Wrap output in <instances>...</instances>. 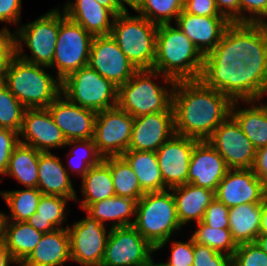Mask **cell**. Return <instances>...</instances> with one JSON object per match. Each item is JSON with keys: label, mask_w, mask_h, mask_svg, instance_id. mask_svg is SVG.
<instances>
[{"label": "cell", "mask_w": 267, "mask_h": 266, "mask_svg": "<svg viewBox=\"0 0 267 266\" xmlns=\"http://www.w3.org/2000/svg\"><path fill=\"white\" fill-rule=\"evenodd\" d=\"M233 101L200 79L176 81L172 107L175 133L199 141L208 140L231 114Z\"/></svg>", "instance_id": "6da1fadb"}, {"label": "cell", "mask_w": 267, "mask_h": 266, "mask_svg": "<svg viewBox=\"0 0 267 266\" xmlns=\"http://www.w3.org/2000/svg\"><path fill=\"white\" fill-rule=\"evenodd\" d=\"M232 101H261L267 94V71L245 67L231 54H207L199 78Z\"/></svg>", "instance_id": "7a4b0ae2"}, {"label": "cell", "mask_w": 267, "mask_h": 266, "mask_svg": "<svg viewBox=\"0 0 267 266\" xmlns=\"http://www.w3.org/2000/svg\"><path fill=\"white\" fill-rule=\"evenodd\" d=\"M171 25H158L153 70L162 73L167 84L199 79L204 56L178 27Z\"/></svg>", "instance_id": "3957f363"}, {"label": "cell", "mask_w": 267, "mask_h": 266, "mask_svg": "<svg viewBox=\"0 0 267 266\" xmlns=\"http://www.w3.org/2000/svg\"><path fill=\"white\" fill-rule=\"evenodd\" d=\"M49 68L31 64L16 55L5 73V85L26 108H47L61 95L62 81L45 71Z\"/></svg>", "instance_id": "277c9868"}, {"label": "cell", "mask_w": 267, "mask_h": 266, "mask_svg": "<svg viewBox=\"0 0 267 266\" xmlns=\"http://www.w3.org/2000/svg\"><path fill=\"white\" fill-rule=\"evenodd\" d=\"M170 189L145 193L136 204L133 227L155 248L160 250L182 228L173 193Z\"/></svg>", "instance_id": "5b68a950"}, {"label": "cell", "mask_w": 267, "mask_h": 266, "mask_svg": "<svg viewBox=\"0 0 267 266\" xmlns=\"http://www.w3.org/2000/svg\"><path fill=\"white\" fill-rule=\"evenodd\" d=\"M158 25L129 12L118 14L110 35L137 70L153 69Z\"/></svg>", "instance_id": "8992f818"}, {"label": "cell", "mask_w": 267, "mask_h": 266, "mask_svg": "<svg viewBox=\"0 0 267 266\" xmlns=\"http://www.w3.org/2000/svg\"><path fill=\"white\" fill-rule=\"evenodd\" d=\"M162 73L151 70H138L125 84L118 88L117 106L129 113L133 118L163 112L173 111L172 95L175 84L169 88L156 84L152 79Z\"/></svg>", "instance_id": "52a82bcc"}, {"label": "cell", "mask_w": 267, "mask_h": 266, "mask_svg": "<svg viewBox=\"0 0 267 266\" xmlns=\"http://www.w3.org/2000/svg\"><path fill=\"white\" fill-rule=\"evenodd\" d=\"M208 54H231L251 70L267 71V23L231 22Z\"/></svg>", "instance_id": "ba28073f"}, {"label": "cell", "mask_w": 267, "mask_h": 266, "mask_svg": "<svg viewBox=\"0 0 267 266\" xmlns=\"http://www.w3.org/2000/svg\"><path fill=\"white\" fill-rule=\"evenodd\" d=\"M61 94L70 102L96 113L118 103V87L89 66L70 73L62 80Z\"/></svg>", "instance_id": "9c48e42d"}, {"label": "cell", "mask_w": 267, "mask_h": 266, "mask_svg": "<svg viewBox=\"0 0 267 266\" xmlns=\"http://www.w3.org/2000/svg\"><path fill=\"white\" fill-rule=\"evenodd\" d=\"M59 31V9L46 14L15 30V55L31 64L52 66ZM23 42L32 55L23 53Z\"/></svg>", "instance_id": "30bf717a"}, {"label": "cell", "mask_w": 267, "mask_h": 266, "mask_svg": "<svg viewBox=\"0 0 267 266\" xmlns=\"http://www.w3.org/2000/svg\"><path fill=\"white\" fill-rule=\"evenodd\" d=\"M59 10V31L54 58L50 68L57 69L62 81L70 73L88 66L93 35Z\"/></svg>", "instance_id": "8fae6325"}, {"label": "cell", "mask_w": 267, "mask_h": 266, "mask_svg": "<svg viewBox=\"0 0 267 266\" xmlns=\"http://www.w3.org/2000/svg\"><path fill=\"white\" fill-rule=\"evenodd\" d=\"M134 118L118 106L96 114L93 141L103 157L128 151Z\"/></svg>", "instance_id": "7c38bea8"}, {"label": "cell", "mask_w": 267, "mask_h": 266, "mask_svg": "<svg viewBox=\"0 0 267 266\" xmlns=\"http://www.w3.org/2000/svg\"><path fill=\"white\" fill-rule=\"evenodd\" d=\"M155 248L133 227L110 229L101 266H138L152 257Z\"/></svg>", "instance_id": "4fadbf2b"}, {"label": "cell", "mask_w": 267, "mask_h": 266, "mask_svg": "<svg viewBox=\"0 0 267 266\" xmlns=\"http://www.w3.org/2000/svg\"><path fill=\"white\" fill-rule=\"evenodd\" d=\"M207 141L223 157L229 169L253 168L256 148L231 114L214 130Z\"/></svg>", "instance_id": "5bb4252c"}, {"label": "cell", "mask_w": 267, "mask_h": 266, "mask_svg": "<svg viewBox=\"0 0 267 266\" xmlns=\"http://www.w3.org/2000/svg\"><path fill=\"white\" fill-rule=\"evenodd\" d=\"M67 229L71 261L82 266H101L110 229L88 215L72 227L67 224Z\"/></svg>", "instance_id": "9a60e30c"}, {"label": "cell", "mask_w": 267, "mask_h": 266, "mask_svg": "<svg viewBox=\"0 0 267 266\" xmlns=\"http://www.w3.org/2000/svg\"><path fill=\"white\" fill-rule=\"evenodd\" d=\"M88 66L118 88L138 71L111 35L93 37Z\"/></svg>", "instance_id": "2e32d148"}, {"label": "cell", "mask_w": 267, "mask_h": 266, "mask_svg": "<svg viewBox=\"0 0 267 266\" xmlns=\"http://www.w3.org/2000/svg\"><path fill=\"white\" fill-rule=\"evenodd\" d=\"M198 141L175 134L156 151L163 182L167 189L188 183L189 162Z\"/></svg>", "instance_id": "e0dca14e"}, {"label": "cell", "mask_w": 267, "mask_h": 266, "mask_svg": "<svg viewBox=\"0 0 267 266\" xmlns=\"http://www.w3.org/2000/svg\"><path fill=\"white\" fill-rule=\"evenodd\" d=\"M19 136L20 143L32 146L40 152L65 147L67 140L48 108H26Z\"/></svg>", "instance_id": "ac0fdd59"}, {"label": "cell", "mask_w": 267, "mask_h": 266, "mask_svg": "<svg viewBox=\"0 0 267 266\" xmlns=\"http://www.w3.org/2000/svg\"><path fill=\"white\" fill-rule=\"evenodd\" d=\"M266 186L253 169H229L218 184L215 198L226 207L261 203L265 198Z\"/></svg>", "instance_id": "d6986e66"}, {"label": "cell", "mask_w": 267, "mask_h": 266, "mask_svg": "<svg viewBox=\"0 0 267 266\" xmlns=\"http://www.w3.org/2000/svg\"><path fill=\"white\" fill-rule=\"evenodd\" d=\"M175 134L174 111L135 117L128 150L156 152Z\"/></svg>", "instance_id": "ffe728a7"}, {"label": "cell", "mask_w": 267, "mask_h": 266, "mask_svg": "<svg viewBox=\"0 0 267 266\" xmlns=\"http://www.w3.org/2000/svg\"><path fill=\"white\" fill-rule=\"evenodd\" d=\"M47 108L67 141L93 139L95 111L70 102L62 94Z\"/></svg>", "instance_id": "44dd1931"}, {"label": "cell", "mask_w": 267, "mask_h": 266, "mask_svg": "<svg viewBox=\"0 0 267 266\" xmlns=\"http://www.w3.org/2000/svg\"><path fill=\"white\" fill-rule=\"evenodd\" d=\"M228 166L223 157L207 141H198L191 154L188 183L216 192Z\"/></svg>", "instance_id": "7402d4cb"}, {"label": "cell", "mask_w": 267, "mask_h": 266, "mask_svg": "<svg viewBox=\"0 0 267 266\" xmlns=\"http://www.w3.org/2000/svg\"><path fill=\"white\" fill-rule=\"evenodd\" d=\"M231 22L225 16H198L182 12L176 26L192 41L203 56L211 52Z\"/></svg>", "instance_id": "603a6c76"}, {"label": "cell", "mask_w": 267, "mask_h": 266, "mask_svg": "<svg viewBox=\"0 0 267 266\" xmlns=\"http://www.w3.org/2000/svg\"><path fill=\"white\" fill-rule=\"evenodd\" d=\"M66 167L50 152H41L38 161L37 189L43 195H58L78 201L75 189Z\"/></svg>", "instance_id": "cb8c5ba5"}, {"label": "cell", "mask_w": 267, "mask_h": 266, "mask_svg": "<svg viewBox=\"0 0 267 266\" xmlns=\"http://www.w3.org/2000/svg\"><path fill=\"white\" fill-rule=\"evenodd\" d=\"M63 8L70 20L80 24L93 36L110 35L116 16L95 0L69 1Z\"/></svg>", "instance_id": "d4e9b609"}, {"label": "cell", "mask_w": 267, "mask_h": 266, "mask_svg": "<svg viewBox=\"0 0 267 266\" xmlns=\"http://www.w3.org/2000/svg\"><path fill=\"white\" fill-rule=\"evenodd\" d=\"M70 256V236L67 227L44 233L30 255L19 266H61Z\"/></svg>", "instance_id": "484cf974"}, {"label": "cell", "mask_w": 267, "mask_h": 266, "mask_svg": "<svg viewBox=\"0 0 267 266\" xmlns=\"http://www.w3.org/2000/svg\"><path fill=\"white\" fill-rule=\"evenodd\" d=\"M170 190L173 191L177 217L181 226L190 223L191 220H196V223L202 221L206 209L215 199V192L192 183Z\"/></svg>", "instance_id": "4316f807"}, {"label": "cell", "mask_w": 267, "mask_h": 266, "mask_svg": "<svg viewBox=\"0 0 267 266\" xmlns=\"http://www.w3.org/2000/svg\"><path fill=\"white\" fill-rule=\"evenodd\" d=\"M43 234L27 222L5 221L1 241L19 266L30 255Z\"/></svg>", "instance_id": "83f0119b"}, {"label": "cell", "mask_w": 267, "mask_h": 266, "mask_svg": "<svg viewBox=\"0 0 267 266\" xmlns=\"http://www.w3.org/2000/svg\"><path fill=\"white\" fill-rule=\"evenodd\" d=\"M137 201L134 199L114 196L100 200L89 205L84 211L92 219L99 221L102 225L105 221H113L110 229L133 226L132 216L136 214Z\"/></svg>", "instance_id": "f1b7e54d"}, {"label": "cell", "mask_w": 267, "mask_h": 266, "mask_svg": "<svg viewBox=\"0 0 267 266\" xmlns=\"http://www.w3.org/2000/svg\"><path fill=\"white\" fill-rule=\"evenodd\" d=\"M249 108H239V101H233L231 115L239 123L246 137L257 149L267 146V104L255 105L258 101H243ZM254 105V106H253Z\"/></svg>", "instance_id": "f546056e"}, {"label": "cell", "mask_w": 267, "mask_h": 266, "mask_svg": "<svg viewBox=\"0 0 267 266\" xmlns=\"http://www.w3.org/2000/svg\"><path fill=\"white\" fill-rule=\"evenodd\" d=\"M121 156L133 169L144 193L167 190L163 182L156 152L128 150Z\"/></svg>", "instance_id": "4dcf8cb0"}, {"label": "cell", "mask_w": 267, "mask_h": 266, "mask_svg": "<svg viewBox=\"0 0 267 266\" xmlns=\"http://www.w3.org/2000/svg\"><path fill=\"white\" fill-rule=\"evenodd\" d=\"M229 230L237 245L254 242L259 235L261 203L242 204L229 209Z\"/></svg>", "instance_id": "1f68e13d"}, {"label": "cell", "mask_w": 267, "mask_h": 266, "mask_svg": "<svg viewBox=\"0 0 267 266\" xmlns=\"http://www.w3.org/2000/svg\"><path fill=\"white\" fill-rule=\"evenodd\" d=\"M82 196L80 207L85 210L89 205L100 200L116 196L109 165L102 160L90 167L82 178Z\"/></svg>", "instance_id": "d6a6232c"}, {"label": "cell", "mask_w": 267, "mask_h": 266, "mask_svg": "<svg viewBox=\"0 0 267 266\" xmlns=\"http://www.w3.org/2000/svg\"><path fill=\"white\" fill-rule=\"evenodd\" d=\"M40 151L19 143L13 150L4 175H10L26 188H37Z\"/></svg>", "instance_id": "836d02e7"}, {"label": "cell", "mask_w": 267, "mask_h": 266, "mask_svg": "<svg viewBox=\"0 0 267 266\" xmlns=\"http://www.w3.org/2000/svg\"><path fill=\"white\" fill-rule=\"evenodd\" d=\"M68 200L70 199L58 195H42L37 211L27 220V223L43 233L65 228L61 226L68 214L65 210Z\"/></svg>", "instance_id": "e575fe53"}, {"label": "cell", "mask_w": 267, "mask_h": 266, "mask_svg": "<svg viewBox=\"0 0 267 266\" xmlns=\"http://www.w3.org/2000/svg\"><path fill=\"white\" fill-rule=\"evenodd\" d=\"M109 165L116 196L134 199L137 202L145 194L133 169L122 156L105 157Z\"/></svg>", "instance_id": "d590c367"}, {"label": "cell", "mask_w": 267, "mask_h": 266, "mask_svg": "<svg viewBox=\"0 0 267 266\" xmlns=\"http://www.w3.org/2000/svg\"><path fill=\"white\" fill-rule=\"evenodd\" d=\"M10 209V216L5 215V221L27 222L37 211L42 193L37 188H26L14 191H0Z\"/></svg>", "instance_id": "8d00e7d4"}, {"label": "cell", "mask_w": 267, "mask_h": 266, "mask_svg": "<svg viewBox=\"0 0 267 266\" xmlns=\"http://www.w3.org/2000/svg\"><path fill=\"white\" fill-rule=\"evenodd\" d=\"M184 9V0H141L136 12L157 25L169 24Z\"/></svg>", "instance_id": "74e56055"}, {"label": "cell", "mask_w": 267, "mask_h": 266, "mask_svg": "<svg viewBox=\"0 0 267 266\" xmlns=\"http://www.w3.org/2000/svg\"><path fill=\"white\" fill-rule=\"evenodd\" d=\"M198 228L191 237L194 242L206 245L218 253H223L232 257L237 244L232 239L231 231L229 229H214L200 221L196 223Z\"/></svg>", "instance_id": "f35d334b"}, {"label": "cell", "mask_w": 267, "mask_h": 266, "mask_svg": "<svg viewBox=\"0 0 267 266\" xmlns=\"http://www.w3.org/2000/svg\"><path fill=\"white\" fill-rule=\"evenodd\" d=\"M69 145L73 146L72 150H70L69 152L70 156H73V158L75 157L74 155H76V158L78 155L79 156L77 161H72L74 159L69 160L68 168L70 169L67 168L68 172L69 170H71L72 172H76L83 178L90 167L98 165L103 160V157L97 151L93 139L71 140L68 141L65 146L67 147ZM77 148L80 150V153H78L79 150ZM76 149L78 150V152Z\"/></svg>", "instance_id": "ab89813d"}, {"label": "cell", "mask_w": 267, "mask_h": 266, "mask_svg": "<svg viewBox=\"0 0 267 266\" xmlns=\"http://www.w3.org/2000/svg\"><path fill=\"white\" fill-rule=\"evenodd\" d=\"M26 107L4 84L0 87V128L20 132Z\"/></svg>", "instance_id": "60d3db41"}, {"label": "cell", "mask_w": 267, "mask_h": 266, "mask_svg": "<svg viewBox=\"0 0 267 266\" xmlns=\"http://www.w3.org/2000/svg\"><path fill=\"white\" fill-rule=\"evenodd\" d=\"M232 266H267V254L255 242L239 244L232 256Z\"/></svg>", "instance_id": "b9f144b4"}, {"label": "cell", "mask_w": 267, "mask_h": 266, "mask_svg": "<svg viewBox=\"0 0 267 266\" xmlns=\"http://www.w3.org/2000/svg\"><path fill=\"white\" fill-rule=\"evenodd\" d=\"M193 266H232V257L193 241Z\"/></svg>", "instance_id": "7bdbcfd3"}, {"label": "cell", "mask_w": 267, "mask_h": 266, "mask_svg": "<svg viewBox=\"0 0 267 266\" xmlns=\"http://www.w3.org/2000/svg\"><path fill=\"white\" fill-rule=\"evenodd\" d=\"M263 17H267V0H240V23H267Z\"/></svg>", "instance_id": "ee69618b"}, {"label": "cell", "mask_w": 267, "mask_h": 266, "mask_svg": "<svg viewBox=\"0 0 267 266\" xmlns=\"http://www.w3.org/2000/svg\"><path fill=\"white\" fill-rule=\"evenodd\" d=\"M229 209L215 198L206 209L202 222L214 229H229Z\"/></svg>", "instance_id": "f6af8a7d"}, {"label": "cell", "mask_w": 267, "mask_h": 266, "mask_svg": "<svg viewBox=\"0 0 267 266\" xmlns=\"http://www.w3.org/2000/svg\"><path fill=\"white\" fill-rule=\"evenodd\" d=\"M169 260L165 266H193V239L188 242L173 241Z\"/></svg>", "instance_id": "bcb514c9"}, {"label": "cell", "mask_w": 267, "mask_h": 266, "mask_svg": "<svg viewBox=\"0 0 267 266\" xmlns=\"http://www.w3.org/2000/svg\"><path fill=\"white\" fill-rule=\"evenodd\" d=\"M19 133L0 128V174L4 175L14 148L20 143Z\"/></svg>", "instance_id": "7dc6e473"}, {"label": "cell", "mask_w": 267, "mask_h": 266, "mask_svg": "<svg viewBox=\"0 0 267 266\" xmlns=\"http://www.w3.org/2000/svg\"><path fill=\"white\" fill-rule=\"evenodd\" d=\"M15 56V34L5 27L0 30V73H6L10 60Z\"/></svg>", "instance_id": "c3c4849f"}, {"label": "cell", "mask_w": 267, "mask_h": 266, "mask_svg": "<svg viewBox=\"0 0 267 266\" xmlns=\"http://www.w3.org/2000/svg\"><path fill=\"white\" fill-rule=\"evenodd\" d=\"M183 10L198 16H224L218 11L215 0H184Z\"/></svg>", "instance_id": "681fc988"}, {"label": "cell", "mask_w": 267, "mask_h": 266, "mask_svg": "<svg viewBox=\"0 0 267 266\" xmlns=\"http://www.w3.org/2000/svg\"><path fill=\"white\" fill-rule=\"evenodd\" d=\"M22 0H0V21L19 24Z\"/></svg>", "instance_id": "f907efd6"}, {"label": "cell", "mask_w": 267, "mask_h": 266, "mask_svg": "<svg viewBox=\"0 0 267 266\" xmlns=\"http://www.w3.org/2000/svg\"><path fill=\"white\" fill-rule=\"evenodd\" d=\"M218 11L230 22L240 23V0H215Z\"/></svg>", "instance_id": "816d5d0a"}, {"label": "cell", "mask_w": 267, "mask_h": 266, "mask_svg": "<svg viewBox=\"0 0 267 266\" xmlns=\"http://www.w3.org/2000/svg\"><path fill=\"white\" fill-rule=\"evenodd\" d=\"M253 171L256 176L267 185V146L256 150V158L253 165Z\"/></svg>", "instance_id": "f5cc1de1"}, {"label": "cell", "mask_w": 267, "mask_h": 266, "mask_svg": "<svg viewBox=\"0 0 267 266\" xmlns=\"http://www.w3.org/2000/svg\"><path fill=\"white\" fill-rule=\"evenodd\" d=\"M259 235H267V198L261 202V221L259 227Z\"/></svg>", "instance_id": "db71d44e"}, {"label": "cell", "mask_w": 267, "mask_h": 266, "mask_svg": "<svg viewBox=\"0 0 267 266\" xmlns=\"http://www.w3.org/2000/svg\"><path fill=\"white\" fill-rule=\"evenodd\" d=\"M11 262L15 263L5 244L0 241V266H10Z\"/></svg>", "instance_id": "11a10c76"}, {"label": "cell", "mask_w": 267, "mask_h": 266, "mask_svg": "<svg viewBox=\"0 0 267 266\" xmlns=\"http://www.w3.org/2000/svg\"><path fill=\"white\" fill-rule=\"evenodd\" d=\"M103 7L110 10L115 16L124 13V11L116 4L115 0H95Z\"/></svg>", "instance_id": "9f6ffc18"}, {"label": "cell", "mask_w": 267, "mask_h": 266, "mask_svg": "<svg viewBox=\"0 0 267 266\" xmlns=\"http://www.w3.org/2000/svg\"><path fill=\"white\" fill-rule=\"evenodd\" d=\"M141 0H115L116 4L124 11L128 12V9L125 7L126 3L128 6H130L133 10H137L139 7Z\"/></svg>", "instance_id": "6f0895ef"}, {"label": "cell", "mask_w": 267, "mask_h": 266, "mask_svg": "<svg viewBox=\"0 0 267 266\" xmlns=\"http://www.w3.org/2000/svg\"><path fill=\"white\" fill-rule=\"evenodd\" d=\"M254 242L267 254V235H258Z\"/></svg>", "instance_id": "680465c9"}, {"label": "cell", "mask_w": 267, "mask_h": 266, "mask_svg": "<svg viewBox=\"0 0 267 266\" xmlns=\"http://www.w3.org/2000/svg\"><path fill=\"white\" fill-rule=\"evenodd\" d=\"M5 215L3 212H0V241L3 235L4 223H5Z\"/></svg>", "instance_id": "91938a15"}, {"label": "cell", "mask_w": 267, "mask_h": 266, "mask_svg": "<svg viewBox=\"0 0 267 266\" xmlns=\"http://www.w3.org/2000/svg\"><path fill=\"white\" fill-rule=\"evenodd\" d=\"M138 266H165V264H164V262L155 264L153 258L151 257L148 261H146V262H144Z\"/></svg>", "instance_id": "94428289"}, {"label": "cell", "mask_w": 267, "mask_h": 266, "mask_svg": "<svg viewBox=\"0 0 267 266\" xmlns=\"http://www.w3.org/2000/svg\"><path fill=\"white\" fill-rule=\"evenodd\" d=\"M5 84V73H0V87Z\"/></svg>", "instance_id": "6125c7cd"}, {"label": "cell", "mask_w": 267, "mask_h": 266, "mask_svg": "<svg viewBox=\"0 0 267 266\" xmlns=\"http://www.w3.org/2000/svg\"><path fill=\"white\" fill-rule=\"evenodd\" d=\"M265 197L267 198V185H266V194H265Z\"/></svg>", "instance_id": "be15d7a7"}]
</instances>
